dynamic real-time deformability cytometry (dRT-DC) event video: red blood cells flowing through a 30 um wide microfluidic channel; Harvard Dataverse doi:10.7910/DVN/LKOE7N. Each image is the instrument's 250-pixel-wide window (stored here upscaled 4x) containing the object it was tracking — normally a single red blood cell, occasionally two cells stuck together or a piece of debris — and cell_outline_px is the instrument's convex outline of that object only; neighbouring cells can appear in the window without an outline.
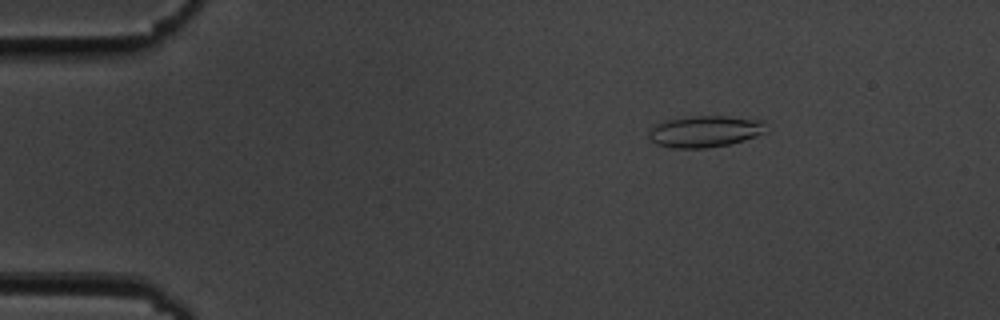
{"species": "common noctule bat (a hibernating species)", "species_latin": "Nyctalus noctula", "temperature_condition": "cold", "stored_images_in_passage": 56, "camera_frame_rate_fps": 3000, "um_per_image_px": 0.085, "animal": {"sex": "male", "body_mass_g": 19.5, "forearm_length_mm": 54.6}, "frame": {"image": 1, "passage_image": 9, "time_ms": 2.667, "image_size_px": [1000, 320], "cell_outline_px": [[764, 120], [760, 132], [744, 140], [728, 144], [704, 148], [672, 148], [656, 144], [648, 136], [648, 132], [656, 124], [668, 120], [692, 116], [724, 116]], "centroid_in_image_um": [59.82, 11.17], "position_along_channel_um": 25.2, "area_um2": 20.92}}
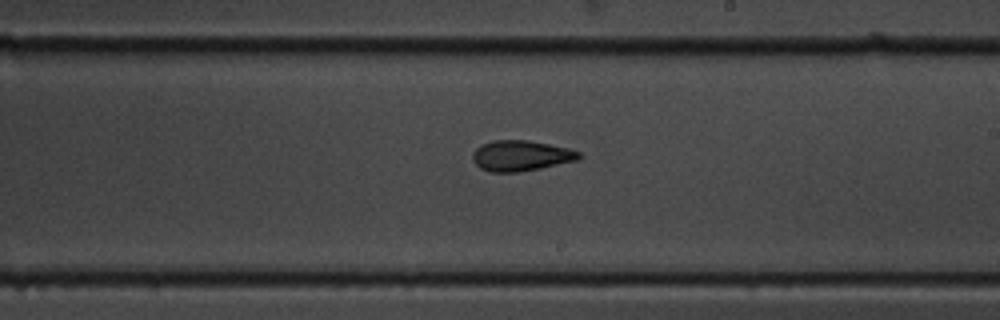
{"frame": {"image": 2, "passage_image": 33, "time_ms": 10.667, "image_size_px": [1000, 320], "cell_outline_px": [[580, 156], [576, 160], [540, 168], [520, 172], [492, 172], [480, 168], [472, 160], [472, 152], [480, 144], [492, 140], [528, 140], [568, 148], [580, 152]], "centroid_in_image_um": [44.22, 13.23], "position_along_channel_um": 244.8, "area_um2": 18.9}}
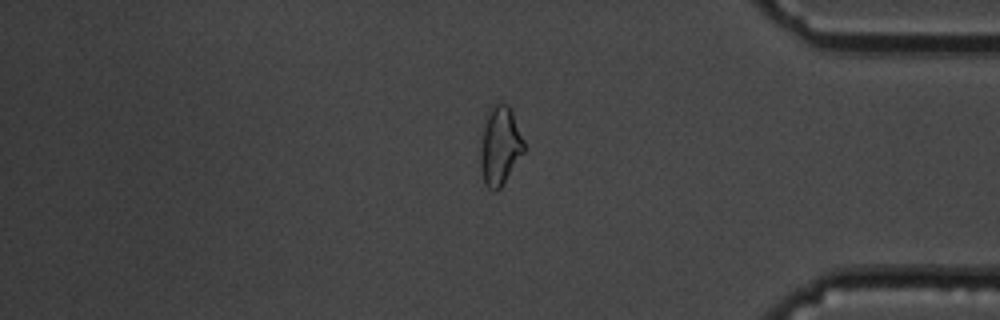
{"frame": {"image": 3, "passage_image": 47, "time_ms": 15.333, "image_size_px": [1000, 320], "cell_outline_px": [[524, 152], [500, 188], [496, 192], [492, 192], [484, 184], [480, 168], [480, 152], [484, 124], [488, 108], [492, 104], [500, 100], [508, 104], [512, 112], [524, 140]], "centroid_in_image_um": [42.48, 12.37], "position_along_channel_um": 392.7, "area_um2": 20.23}, "authors_computed_cell_mechanics": {"area_um2": 19.7676, "velocity_mm_per_s": 3.6347, "shape_relaxation_time_tau1_ms": 7.4899, "shape_relaxation_time_tau2_ms": 3.4284, "deformation_change_tau1": 0.1549, "deformation_change_tau2": 0.1128}}